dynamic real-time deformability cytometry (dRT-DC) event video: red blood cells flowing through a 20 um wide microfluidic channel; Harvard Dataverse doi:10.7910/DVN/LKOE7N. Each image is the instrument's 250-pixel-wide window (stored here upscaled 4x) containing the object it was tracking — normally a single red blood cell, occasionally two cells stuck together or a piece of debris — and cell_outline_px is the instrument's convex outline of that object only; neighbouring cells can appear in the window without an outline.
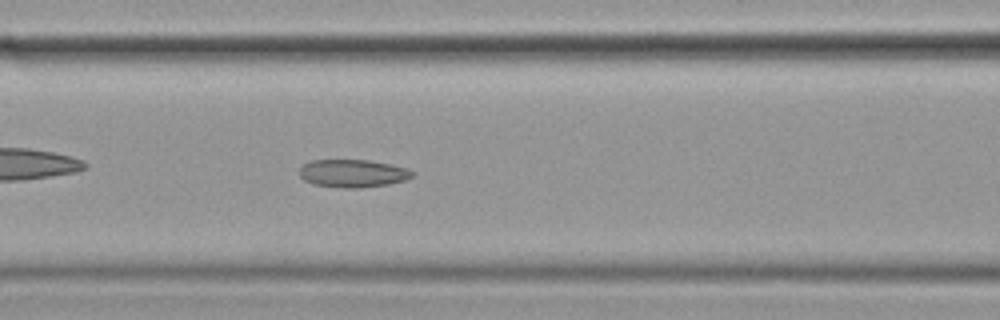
{"species": "common noctule bat (a hibernating species)", "species_latin": "Nyctalus noctula", "temperature_condition": "cold", "stored_images_in_passage": 43, "camera_frame_rate_fps": 3000, "um_per_image_px": 0.085, "animal": {"sex": "female", "body_mass_g": 19.9}, "frame": {"image": 1, "passage_image": 10, "time_ms": 3.0, "image_size_px": [1000, 320], "cell_outline_px": [[412, 176], [408, 180], [388, 184], [360, 188], [344, 188], [316, 184], [304, 180], [300, 176], [300, 168], [304, 164], [312, 160], [368, 160], [408, 168], [412, 172]], "centroid_in_image_um": [30.0, 14.74], "position_along_channel_um": 136.6, "area_um2": 18.15}}
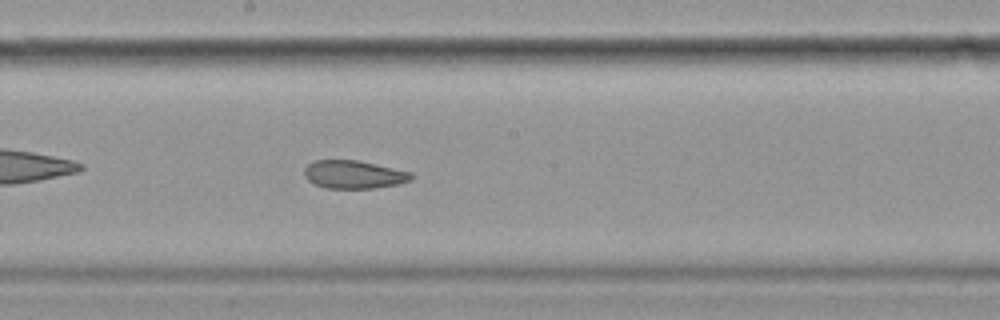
{"frame": {"image": 2, "passage_image": 17, "time_ms": 5.333, "image_size_px": [1000, 320], "cell_outline_px": [[412, 180], [396, 184], [376, 188], [324, 188], [308, 180], [304, 176], [304, 168], [308, 164], [316, 160], [356, 160], [376, 164], [412, 172]], "centroid_in_image_um": [30.06, 14.83], "position_along_channel_um": 218.1, "area_um2": 17.46}}
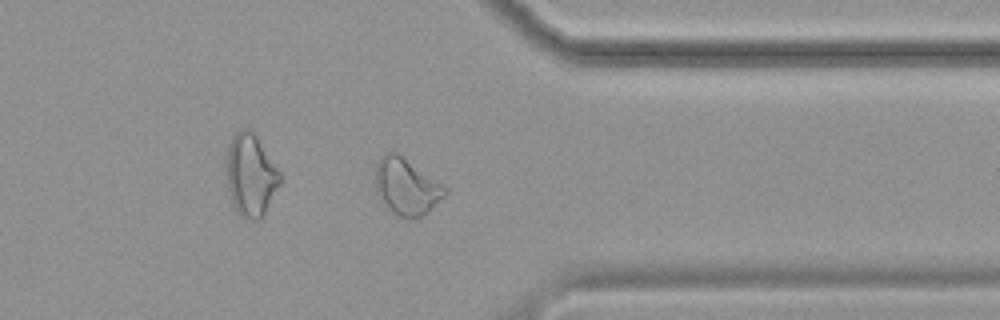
{"frame": {"image": 3, "passage_image": 31, "time_ms": 10.0, "image_size_px": [1000, 320], "cell_outline_px": [[448, 192], [428, 212], [420, 216], [400, 216], [392, 212], [380, 200], [376, 192], [376, 164], [380, 156], [384, 152], [396, 152], [448, 188]], "centroid_in_image_um": [34.53, 15.84], "position_along_channel_um": 376.9, "area_um2": 22.54}, "authors_computed_cell_mechanics": {"area_um2": 19.4208, "velocity_mm_per_s": 3.5071, "shape_relaxation_time_tau1_ms": null, "shape_relaxation_time_tau2_ms": 5.1791, "deformation_change_tau1": null, "deformation_change_tau2": 0.1094}}